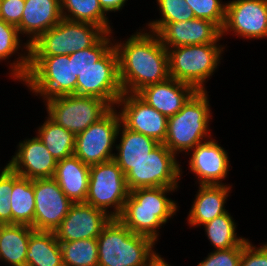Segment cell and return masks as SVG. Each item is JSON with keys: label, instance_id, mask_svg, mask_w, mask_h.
Returning a JSON list of instances; mask_svg holds the SVG:
<instances>
[{"label": "cell", "instance_id": "cell-1", "mask_svg": "<svg viewBox=\"0 0 267 266\" xmlns=\"http://www.w3.org/2000/svg\"><path fill=\"white\" fill-rule=\"evenodd\" d=\"M145 29L137 30L123 42L116 39L113 42L118 54L123 93H137L148 85L169 78L167 48L157 33Z\"/></svg>", "mask_w": 267, "mask_h": 266}, {"label": "cell", "instance_id": "cell-2", "mask_svg": "<svg viewBox=\"0 0 267 266\" xmlns=\"http://www.w3.org/2000/svg\"><path fill=\"white\" fill-rule=\"evenodd\" d=\"M177 189L150 187L131 190L118 219L133 233L149 237L156 243L161 226L178 211L176 201L166 195Z\"/></svg>", "mask_w": 267, "mask_h": 266}, {"label": "cell", "instance_id": "cell-3", "mask_svg": "<svg viewBox=\"0 0 267 266\" xmlns=\"http://www.w3.org/2000/svg\"><path fill=\"white\" fill-rule=\"evenodd\" d=\"M208 92L196 91L183 108L168 117L164 145L176 156L186 154L198 144L211 139L209 122L212 119Z\"/></svg>", "mask_w": 267, "mask_h": 266}, {"label": "cell", "instance_id": "cell-4", "mask_svg": "<svg viewBox=\"0 0 267 266\" xmlns=\"http://www.w3.org/2000/svg\"><path fill=\"white\" fill-rule=\"evenodd\" d=\"M155 243L133 233L118 218H111L97 237L98 266H146Z\"/></svg>", "mask_w": 267, "mask_h": 266}, {"label": "cell", "instance_id": "cell-5", "mask_svg": "<svg viewBox=\"0 0 267 266\" xmlns=\"http://www.w3.org/2000/svg\"><path fill=\"white\" fill-rule=\"evenodd\" d=\"M220 44H195L168 48L169 77L192 85L197 91L207 90L206 81L210 76L212 77L223 59L225 46Z\"/></svg>", "mask_w": 267, "mask_h": 266}, {"label": "cell", "instance_id": "cell-6", "mask_svg": "<svg viewBox=\"0 0 267 266\" xmlns=\"http://www.w3.org/2000/svg\"><path fill=\"white\" fill-rule=\"evenodd\" d=\"M42 100L76 95L77 76L69 55L30 56L27 76L21 81Z\"/></svg>", "mask_w": 267, "mask_h": 266}, {"label": "cell", "instance_id": "cell-7", "mask_svg": "<svg viewBox=\"0 0 267 266\" xmlns=\"http://www.w3.org/2000/svg\"><path fill=\"white\" fill-rule=\"evenodd\" d=\"M104 33L99 26L63 18L30 44V56L69 55L91 47Z\"/></svg>", "mask_w": 267, "mask_h": 266}, {"label": "cell", "instance_id": "cell-8", "mask_svg": "<svg viewBox=\"0 0 267 266\" xmlns=\"http://www.w3.org/2000/svg\"><path fill=\"white\" fill-rule=\"evenodd\" d=\"M130 194L125 174L114 160L94 164L89 170V186L85 203L118 218ZM113 208L108 210V208Z\"/></svg>", "mask_w": 267, "mask_h": 266}, {"label": "cell", "instance_id": "cell-9", "mask_svg": "<svg viewBox=\"0 0 267 266\" xmlns=\"http://www.w3.org/2000/svg\"><path fill=\"white\" fill-rule=\"evenodd\" d=\"M48 117L75 136L102 118L112 107L104 100L75 94L44 100Z\"/></svg>", "mask_w": 267, "mask_h": 266}, {"label": "cell", "instance_id": "cell-10", "mask_svg": "<svg viewBox=\"0 0 267 266\" xmlns=\"http://www.w3.org/2000/svg\"><path fill=\"white\" fill-rule=\"evenodd\" d=\"M182 169L176 155L164 144H159L141 162L133 165L126 174L129 190L136 188H178Z\"/></svg>", "mask_w": 267, "mask_h": 266}, {"label": "cell", "instance_id": "cell-11", "mask_svg": "<svg viewBox=\"0 0 267 266\" xmlns=\"http://www.w3.org/2000/svg\"><path fill=\"white\" fill-rule=\"evenodd\" d=\"M121 116L112 107L102 118L75 136L74 155L91 166L113 160Z\"/></svg>", "mask_w": 267, "mask_h": 266}, {"label": "cell", "instance_id": "cell-12", "mask_svg": "<svg viewBox=\"0 0 267 266\" xmlns=\"http://www.w3.org/2000/svg\"><path fill=\"white\" fill-rule=\"evenodd\" d=\"M122 94L115 47L77 76L76 95L97 97L106 101L111 107H116Z\"/></svg>", "mask_w": 267, "mask_h": 266}, {"label": "cell", "instance_id": "cell-13", "mask_svg": "<svg viewBox=\"0 0 267 266\" xmlns=\"http://www.w3.org/2000/svg\"><path fill=\"white\" fill-rule=\"evenodd\" d=\"M229 32L245 40L267 38V0L227 2L222 37Z\"/></svg>", "mask_w": 267, "mask_h": 266}, {"label": "cell", "instance_id": "cell-14", "mask_svg": "<svg viewBox=\"0 0 267 266\" xmlns=\"http://www.w3.org/2000/svg\"><path fill=\"white\" fill-rule=\"evenodd\" d=\"M116 108L120 109L118 111L121 123L126 128L144 134L160 144L164 143L168 117L151 107L136 93H123L118 99Z\"/></svg>", "mask_w": 267, "mask_h": 266}, {"label": "cell", "instance_id": "cell-15", "mask_svg": "<svg viewBox=\"0 0 267 266\" xmlns=\"http://www.w3.org/2000/svg\"><path fill=\"white\" fill-rule=\"evenodd\" d=\"M35 213L31 226L36 231H54L74 204L54 178L34 179Z\"/></svg>", "mask_w": 267, "mask_h": 266}, {"label": "cell", "instance_id": "cell-16", "mask_svg": "<svg viewBox=\"0 0 267 266\" xmlns=\"http://www.w3.org/2000/svg\"><path fill=\"white\" fill-rule=\"evenodd\" d=\"M187 155H191L188 165L198 179V185H224L231 164L227 150L218 141L211 138L198 144Z\"/></svg>", "mask_w": 267, "mask_h": 266}, {"label": "cell", "instance_id": "cell-17", "mask_svg": "<svg viewBox=\"0 0 267 266\" xmlns=\"http://www.w3.org/2000/svg\"><path fill=\"white\" fill-rule=\"evenodd\" d=\"M111 217L88 203H74L54 230L59 242L97 238Z\"/></svg>", "mask_w": 267, "mask_h": 266}, {"label": "cell", "instance_id": "cell-18", "mask_svg": "<svg viewBox=\"0 0 267 266\" xmlns=\"http://www.w3.org/2000/svg\"><path fill=\"white\" fill-rule=\"evenodd\" d=\"M17 148L8 161L14 172L31 180L53 178L57 161L37 135L19 142Z\"/></svg>", "mask_w": 267, "mask_h": 266}, {"label": "cell", "instance_id": "cell-19", "mask_svg": "<svg viewBox=\"0 0 267 266\" xmlns=\"http://www.w3.org/2000/svg\"><path fill=\"white\" fill-rule=\"evenodd\" d=\"M157 34L167 49L186 45L218 43L223 38L222 30L215 23L198 18L167 23Z\"/></svg>", "mask_w": 267, "mask_h": 266}, {"label": "cell", "instance_id": "cell-20", "mask_svg": "<svg viewBox=\"0 0 267 266\" xmlns=\"http://www.w3.org/2000/svg\"><path fill=\"white\" fill-rule=\"evenodd\" d=\"M197 90L173 78L148 85L136 94L151 107L170 117L178 113Z\"/></svg>", "mask_w": 267, "mask_h": 266}, {"label": "cell", "instance_id": "cell-21", "mask_svg": "<svg viewBox=\"0 0 267 266\" xmlns=\"http://www.w3.org/2000/svg\"><path fill=\"white\" fill-rule=\"evenodd\" d=\"M63 19L60 0H25L19 33L29 45Z\"/></svg>", "mask_w": 267, "mask_h": 266}, {"label": "cell", "instance_id": "cell-22", "mask_svg": "<svg viewBox=\"0 0 267 266\" xmlns=\"http://www.w3.org/2000/svg\"><path fill=\"white\" fill-rule=\"evenodd\" d=\"M231 186L226 183L224 185H199L187 216L188 225L200 227L226 213L228 210L225 209V204L231 193Z\"/></svg>", "mask_w": 267, "mask_h": 266}, {"label": "cell", "instance_id": "cell-23", "mask_svg": "<svg viewBox=\"0 0 267 266\" xmlns=\"http://www.w3.org/2000/svg\"><path fill=\"white\" fill-rule=\"evenodd\" d=\"M90 166L76 155L57 161L53 178L64 194L73 202H85L88 194Z\"/></svg>", "mask_w": 267, "mask_h": 266}, {"label": "cell", "instance_id": "cell-24", "mask_svg": "<svg viewBox=\"0 0 267 266\" xmlns=\"http://www.w3.org/2000/svg\"><path fill=\"white\" fill-rule=\"evenodd\" d=\"M118 138L120 142L115 146L117 153L114 152L113 160L124 174L132 169L133 165L141 162L160 144L144 134L129 130L122 123L117 131L116 139Z\"/></svg>", "mask_w": 267, "mask_h": 266}, {"label": "cell", "instance_id": "cell-25", "mask_svg": "<svg viewBox=\"0 0 267 266\" xmlns=\"http://www.w3.org/2000/svg\"><path fill=\"white\" fill-rule=\"evenodd\" d=\"M20 33L16 26L8 24L0 19V61L8 60L11 56H18L10 62L9 69L11 73L9 77L21 82L28 74L29 59H30V45L28 42H22ZM23 43V44H22ZM22 45V46H21ZM21 48V51L19 49ZM23 48L25 50H23ZM10 57V58H9Z\"/></svg>", "mask_w": 267, "mask_h": 266}, {"label": "cell", "instance_id": "cell-26", "mask_svg": "<svg viewBox=\"0 0 267 266\" xmlns=\"http://www.w3.org/2000/svg\"><path fill=\"white\" fill-rule=\"evenodd\" d=\"M34 231L24 224L0 225V261L7 266H26L28 242Z\"/></svg>", "mask_w": 267, "mask_h": 266}, {"label": "cell", "instance_id": "cell-27", "mask_svg": "<svg viewBox=\"0 0 267 266\" xmlns=\"http://www.w3.org/2000/svg\"><path fill=\"white\" fill-rule=\"evenodd\" d=\"M26 266H63L62 252L54 231H34L30 235Z\"/></svg>", "mask_w": 267, "mask_h": 266}, {"label": "cell", "instance_id": "cell-28", "mask_svg": "<svg viewBox=\"0 0 267 266\" xmlns=\"http://www.w3.org/2000/svg\"><path fill=\"white\" fill-rule=\"evenodd\" d=\"M10 198L12 224L32 226L35 213L33 180L13 171V190Z\"/></svg>", "mask_w": 267, "mask_h": 266}, {"label": "cell", "instance_id": "cell-29", "mask_svg": "<svg viewBox=\"0 0 267 266\" xmlns=\"http://www.w3.org/2000/svg\"><path fill=\"white\" fill-rule=\"evenodd\" d=\"M61 14L66 20L85 22L99 26L105 33H113L108 14L99 0H60Z\"/></svg>", "mask_w": 267, "mask_h": 266}, {"label": "cell", "instance_id": "cell-30", "mask_svg": "<svg viewBox=\"0 0 267 266\" xmlns=\"http://www.w3.org/2000/svg\"><path fill=\"white\" fill-rule=\"evenodd\" d=\"M39 126L37 136L56 161L74 154L75 135L49 117Z\"/></svg>", "mask_w": 267, "mask_h": 266}, {"label": "cell", "instance_id": "cell-31", "mask_svg": "<svg viewBox=\"0 0 267 266\" xmlns=\"http://www.w3.org/2000/svg\"><path fill=\"white\" fill-rule=\"evenodd\" d=\"M233 219L227 211L202 225L210 244L214 247V251L244 245L248 240V238L237 236V225Z\"/></svg>", "mask_w": 267, "mask_h": 266}, {"label": "cell", "instance_id": "cell-32", "mask_svg": "<svg viewBox=\"0 0 267 266\" xmlns=\"http://www.w3.org/2000/svg\"><path fill=\"white\" fill-rule=\"evenodd\" d=\"M63 266H98L97 238L59 242Z\"/></svg>", "mask_w": 267, "mask_h": 266}, {"label": "cell", "instance_id": "cell-33", "mask_svg": "<svg viewBox=\"0 0 267 266\" xmlns=\"http://www.w3.org/2000/svg\"><path fill=\"white\" fill-rule=\"evenodd\" d=\"M161 18L146 23L149 31L158 33L167 23L194 19V13L186 0H156Z\"/></svg>", "mask_w": 267, "mask_h": 266}, {"label": "cell", "instance_id": "cell-34", "mask_svg": "<svg viewBox=\"0 0 267 266\" xmlns=\"http://www.w3.org/2000/svg\"><path fill=\"white\" fill-rule=\"evenodd\" d=\"M111 34L104 33L91 47L69 54V58H73L74 75H81L114 47V37Z\"/></svg>", "mask_w": 267, "mask_h": 266}, {"label": "cell", "instance_id": "cell-35", "mask_svg": "<svg viewBox=\"0 0 267 266\" xmlns=\"http://www.w3.org/2000/svg\"><path fill=\"white\" fill-rule=\"evenodd\" d=\"M195 18L215 23L221 30L226 18V2L222 0H186Z\"/></svg>", "mask_w": 267, "mask_h": 266}, {"label": "cell", "instance_id": "cell-36", "mask_svg": "<svg viewBox=\"0 0 267 266\" xmlns=\"http://www.w3.org/2000/svg\"><path fill=\"white\" fill-rule=\"evenodd\" d=\"M0 171V225L12 224L10 198L13 190V170L9 163H6Z\"/></svg>", "mask_w": 267, "mask_h": 266}, {"label": "cell", "instance_id": "cell-37", "mask_svg": "<svg viewBox=\"0 0 267 266\" xmlns=\"http://www.w3.org/2000/svg\"><path fill=\"white\" fill-rule=\"evenodd\" d=\"M243 245L208 253L197 266H240Z\"/></svg>", "mask_w": 267, "mask_h": 266}, {"label": "cell", "instance_id": "cell-38", "mask_svg": "<svg viewBox=\"0 0 267 266\" xmlns=\"http://www.w3.org/2000/svg\"><path fill=\"white\" fill-rule=\"evenodd\" d=\"M240 266H267V242L256 247L248 239L243 245Z\"/></svg>", "mask_w": 267, "mask_h": 266}, {"label": "cell", "instance_id": "cell-39", "mask_svg": "<svg viewBox=\"0 0 267 266\" xmlns=\"http://www.w3.org/2000/svg\"><path fill=\"white\" fill-rule=\"evenodd\" d=\"M25 0H1L0 19L18 27L24 10Z\"/></svg>", "mask_w": 267, "mask_h": 266}, {"label": "cell", "instance_id": "cell-40", "mask_svg": "<svg viewBox=\"0 0 267 266\" xmlns=\"http://www.w3.org/2000/svg\"><path fill=\"white\" fill-rule=\"evenodd\" d=\"M128 0H99V4L103 11L107 14L108 12H117L122 10Z\"/></svg>", "mask_w": 267, "mask_h": 266}, {"label": "cell", "instance_id": "cell-41", "mask_svg": "<svg viewBox=\"0 0 267 266\" xmlns=\"http://www.w3.org/2000/svg\"><path fill=\"white\" fill-rule=\"evenodd\" d=\"M146 266H171L158 253H154L147 261Z\"/></svg>", "mask_w": 267, "mask_h": 266}]
</instances>
